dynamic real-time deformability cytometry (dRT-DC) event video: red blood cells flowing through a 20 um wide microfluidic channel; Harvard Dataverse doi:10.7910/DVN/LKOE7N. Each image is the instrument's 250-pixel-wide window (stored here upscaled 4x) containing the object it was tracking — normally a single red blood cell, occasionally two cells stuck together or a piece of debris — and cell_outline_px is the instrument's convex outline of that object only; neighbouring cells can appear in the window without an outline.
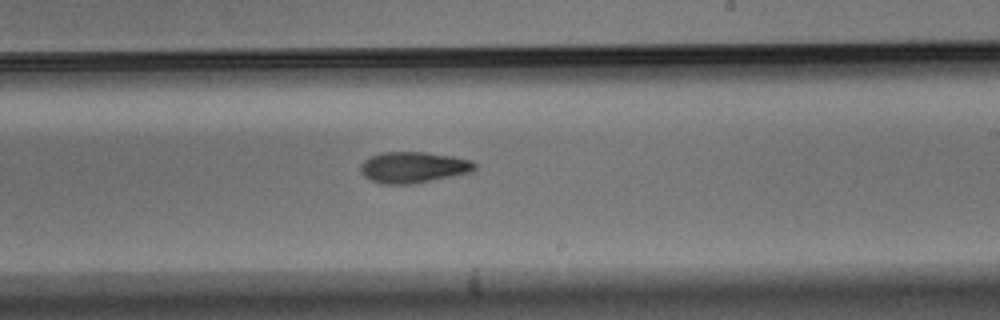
{"species": "Egyptian fruit bat (a non-hibernating species)", "species_latin": "Rousettus aegyptiacus", "temperature_condition": "warm", "stored_images_in_passage": 8, "camera_frame_rate_fps": 3000, "um_per_image_px": 0.085, "animal": {"sex": "male"}, "frame": {"image": 1, "passage_image": 8, "time_ms": 2.333, "image_size_px": [1000, 320], "cell_outline_px": [[476, 168], [472, 172], [416, 184], [380, 184], [368, 180], [360, 172], [360, 164], [364, 160], [372, 156], [384, 152], [424, 152], [452, 156], [472, 160], [476, 164]], "centroid_in_image_um": [35.13, 14.24], "position_along_channel_um": 253.9, "area_um2": 20.98}}